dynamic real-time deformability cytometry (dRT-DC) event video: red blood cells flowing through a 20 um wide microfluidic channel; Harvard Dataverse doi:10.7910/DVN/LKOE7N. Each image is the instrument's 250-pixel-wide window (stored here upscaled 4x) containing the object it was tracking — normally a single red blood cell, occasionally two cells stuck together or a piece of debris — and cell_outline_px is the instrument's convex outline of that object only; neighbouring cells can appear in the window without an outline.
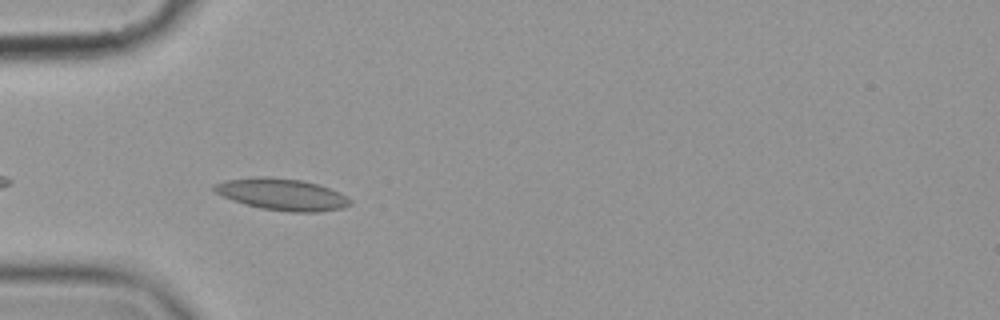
{"species": "common noctule bat (a hibernating species)", "species_latin": "Nyctalus noctula", "temperature_condition": "cold", "stored_images_in_passage": 33, "camera_frame_rate_fps": 3000, "um_per_image_px": 0.085, "animal": {"sex": "female", "body_mass_g": 19.9}, "frame": {"image": 1, "passage_image": 3, "time_ms": 0.667, "image_size_px": [1000, 320], "cell_outline_px": [[352, 204], [344, 208], [320, 212], [288, 212], [260, 208], [244, 204], [232, 200], [216, 192], [212, 188], [212, 184], [224, 180], [252, 176], [268, 176], [300, 180], [316, 184], [340, 192], [352, 200]], "centroid_in_image_um": [23.96, 16.52], "position_along_channel_um": 61.0, "area_um2": 25.37}}
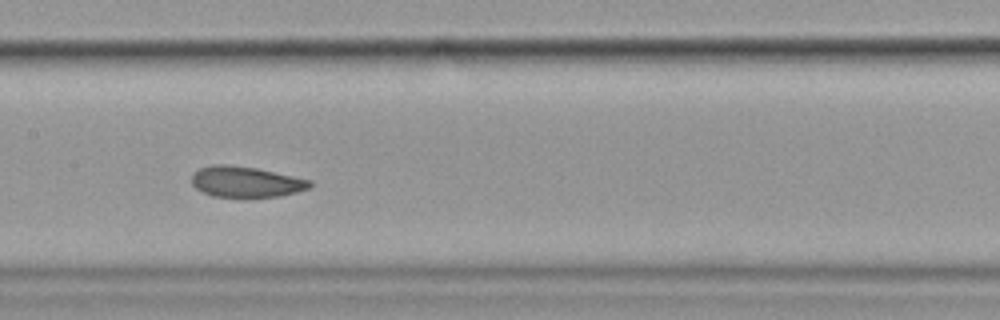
{"frame": {"image": 2, "passage_image": 14, "time_ms": 4.333, "image_size_px": [1000, 320], "cell_outline_px": [[312, 184], [308, 188], [296, 192], [280, 196], [212, 196], [196, 188], [192, 184], [192, 176], [200, 168], [216, 164], [224, 164], [256, 168], [312, 180]], "centroid_in_image_um": [20.91, 15.44], "position_along_channel_um": 186.5, "area_um2": 20.75}}
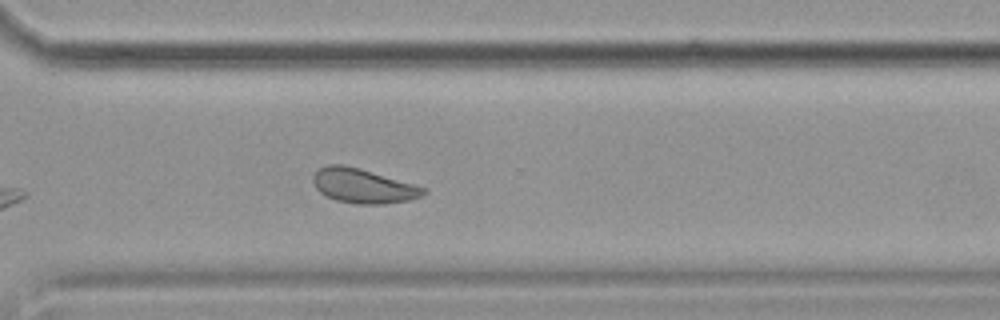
{"frame": {"image": 3, "passage_image": 27, "time_ms": 8.667, "image_size_px": [1000, 320], "cell_outline_px": [[428, 192], [424, 196], [408, 200], [384, 204], [356, 204], [336, 200], [320, 192], [316, 188], [312, 180], [312, 176], [320, 168], [328, 164], [344, 164], [360, 168], [416, 184], [428, 188]], "centroid_in_image_um": [30.92, 15.8], "position_along_channel_um": 339.7, "area_um2": 22.43}, "authors_computed_cell_mechanics": {"area_um2": 22.1374, "velocity_mm_per_s": 3.5453, "shape_relaxation_time_tau1_ms": 3.9567, "shape_relaxation_time_tau2_ms": 2.113, "deformation_change_tau1": 0.1019, "deformation_change_tau2": 0.0753}}